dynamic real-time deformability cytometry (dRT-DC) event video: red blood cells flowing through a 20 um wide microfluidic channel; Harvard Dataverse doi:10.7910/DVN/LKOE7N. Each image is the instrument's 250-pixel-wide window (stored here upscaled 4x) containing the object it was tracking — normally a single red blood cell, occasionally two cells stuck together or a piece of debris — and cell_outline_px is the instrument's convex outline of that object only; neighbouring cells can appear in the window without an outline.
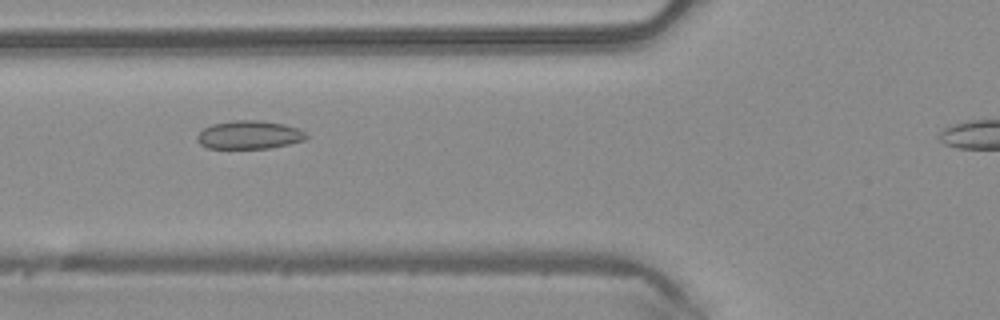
{"species": "common noctule bat (a hibernating species)", "species_latin": "Nyctalus noctula", "temperature_condition": "warm", "stored_images_in_passage": 30, "camera_frame_rate_fps": 3000, "um_per_image_px": 0.085, "animal": {"sex": "male", "body_mass_g": 20.4}, "frame": {"image": 1, "passage_image": 5, "time_ms": 1.333, "image_size_px": [1000, 320], "cell_outline_px": [[308, 136], [304, 140], [288, 144], [268, 148], [208, 148], [200, 144], [196, 140], [196, 136], [204, 128], [212, 124], [236, 120], [260, 120], [284, 124], [300, 128]], "centroid_in_image_um": [21.18, 11.46], "position_along_channel_um": 104.6, "area_um2": 17.98}}
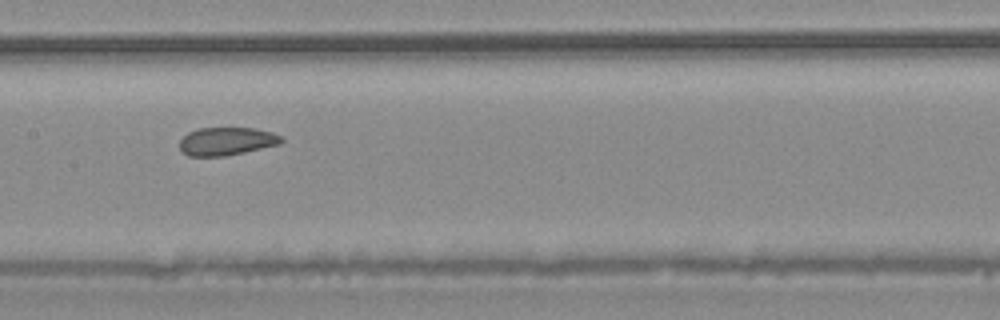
{"frame": {"image": 2, "passage_image": 11, "time_ms": 3.333, "image_size_px": [1000, 320], "cell_outline_px": [[284, 140], [280, 144], [244, 152], [224, 156], [188, 156], [180, 152], [180, 140], [188, 132], [200, 128], [256, 128], [272, 132], [280, 136]], "centroid_in_image_um": [19.24, 12.01], "position_along_channel_um": 188.2, "area_um2": 16.65}}
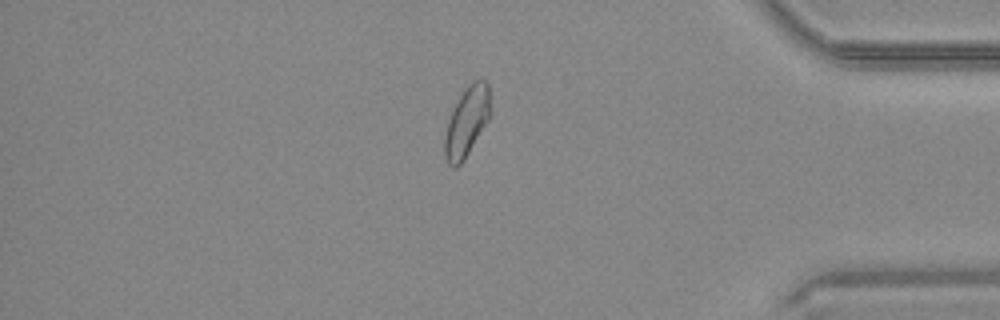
{"frame": {"image": 3, "passage_image": 28, "time_ms": 9.0, "image_size_px": [1000, 320], "cell_outline_px": [[492, 116], [464, 160], [456, 168], [452, 168], [448, 164], [444, 156], [444, 140], [448, 120], [460, 96], [472, 80], [484, 80], [488, 84], [492, 108]], "centroid_in_image_um": [39.72, 10.37], "position_along_channel_um": 395.5, "area_um2": 18.84}, "authors_computed_cell_mechanics": {"area_um2": 17.6868, "velocity_mm_per_s": 4.1602, "shape_relaxation_time_tau1_ms": null, "shape_relaxation_time_tau2_ms": 1.8291, "deformation_change_tau1": null, "deformation_change_tau2": 0.0623}}